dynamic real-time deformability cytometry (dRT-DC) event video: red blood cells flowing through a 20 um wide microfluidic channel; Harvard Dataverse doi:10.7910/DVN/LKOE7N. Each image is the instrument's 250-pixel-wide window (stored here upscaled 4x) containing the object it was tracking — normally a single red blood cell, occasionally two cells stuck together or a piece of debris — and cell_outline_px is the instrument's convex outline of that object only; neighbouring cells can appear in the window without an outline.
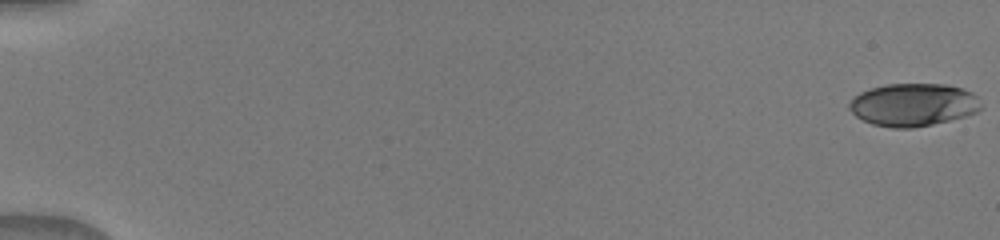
{"species": "human", "species_latin": "Homo sapiens", "temperature_condition": "warm", "stored_images_in_passage": 23, "camera_frame_rate_fps": 3000, "um_per_image_px": 0.085, "donor": {"sex": "male"}, "frame": {"image": 1, "passage_image": 1, "time_ms": 0.0, "image_size_px": [1000, 240], "cell_outline_px": [[984, 108], [976, 112], [964, 116], [932, 124], [912, 128], [892, 128], [872, 124], [856, 116], [848, 108], [848, 104], [860, 92], [872, 88], [888, 84], [948, 84], [964, 88], [972, 92], [976, 96]], "centroid_in_image_um": [77.65, 8.9], "position_along_channel_um": 7.3, "area_um2": 32.83}}
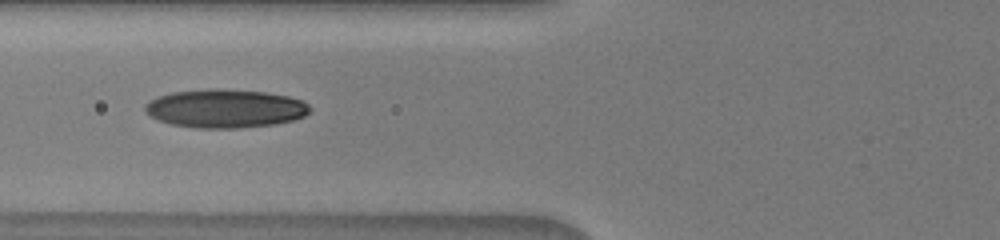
{"frame": {"image": 2, "passage_image": 20, "time_ms": 7.0, "image_size_px": [1000, 240], "cell_outline_px": [[312, 108], [304, 116], [292, 120], [276, 124], [240, 128], [196, 128], [172, 124], [160, 120], [144, 112], [144, 104], [148, 100], [172, 92], [208, 88], [220, 88], [264, 92], [288, 96], [304, 100]], "centroid_in_image_um": [19.15, 9.21], "position_along_channel_um": 106.7, "area_um2": 37.22}}
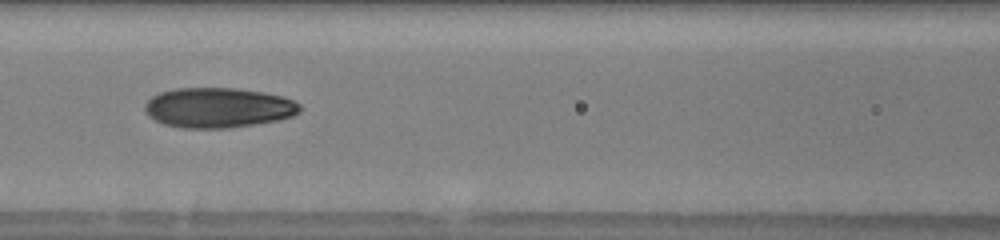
{"frame": {"image": 3, "passage_image": 22, "time_ms": 8.0, "image_size_px": [1000, 240], "cell_outline_px": [[300, 112], [292, 116], [276, 120], [256, 124], [228, 128], [180, 128], [164, 124], [148, 116], [144, 112], [144, 104], [152, 96], [160, 92], [176, 88], [236, 88], [264, 92], [284, 96], [300, 104]], "centroid_in_image_um": [18.53, 9.15], "position_along_channel_um": 148.1, "area_um2": 36.36}}